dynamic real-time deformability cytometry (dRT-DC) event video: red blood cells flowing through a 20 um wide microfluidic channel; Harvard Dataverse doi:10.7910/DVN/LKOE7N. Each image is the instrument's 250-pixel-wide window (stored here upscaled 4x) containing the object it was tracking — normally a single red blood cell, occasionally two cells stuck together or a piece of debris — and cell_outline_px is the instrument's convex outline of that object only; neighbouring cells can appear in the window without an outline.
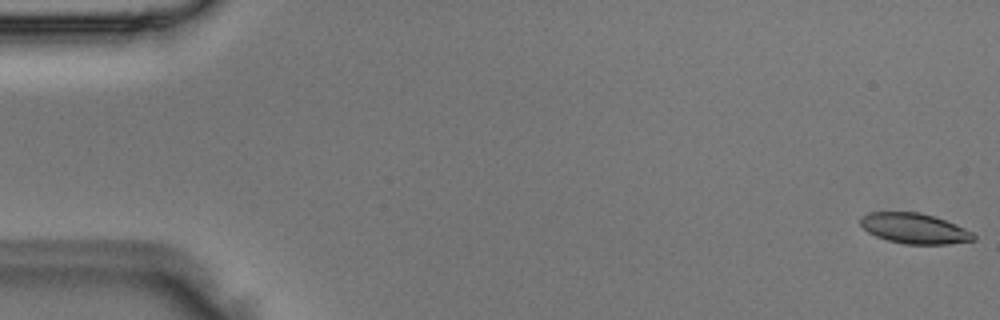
{"species": "Egyptian fruit bat (a non-hibernating species)", "species_latin": "Rousettus aegyptiacus", "temperature_condition": "room temperature", "stored_images_in_passage": 6, "camera_frame_rate_fps": 3000, "um_per_image_px": 0.085, "animal": {"sex": "male"}, "frame": {"image": 1, "passage_image": 1, "time_ms": 0.0, "image_size_px": [1000, 320], "cell_outline_px": [[976, 240], [948, 244], [904, 244], [888, 240], [876, 236], [868, 232], [860, 224], [860, 216], [868, 212], [920, 212], [936, 216], [964, 228], [972, 232], [976, 236]], "centroid_in_image_um": [77.72, 19.41], "position_along_channel_um": 7.3, "area_um2": 20.11}}
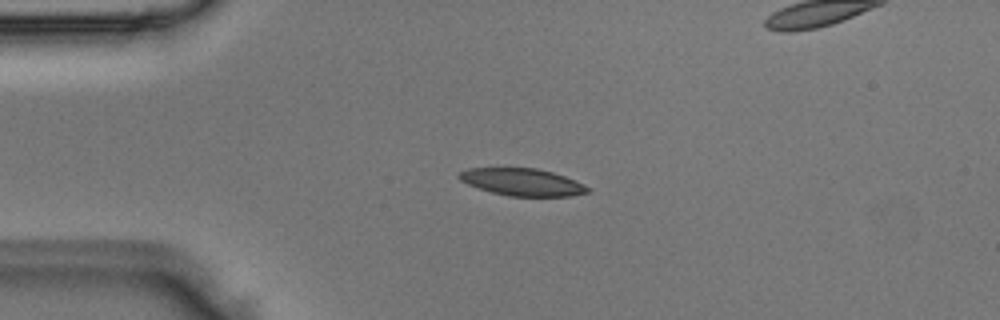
{"frame": {"image": 2, "passage_image": 4, "time_ms": 1.0, "image_size_px": [1000, 320], "cell_outline_px": [[588, 192], [572, 196], [508, 196], [492, 192], [468, 184], [460, 180], [456, 176], [460, 172], [468, 168], [536, 168], [552, 172], [564, 176], [584, 184], [588, 188]], "centroid_in_image_um": [44.37, 15.47], "position_along_channel_um": 40.6, "area_um2": 20.23}}